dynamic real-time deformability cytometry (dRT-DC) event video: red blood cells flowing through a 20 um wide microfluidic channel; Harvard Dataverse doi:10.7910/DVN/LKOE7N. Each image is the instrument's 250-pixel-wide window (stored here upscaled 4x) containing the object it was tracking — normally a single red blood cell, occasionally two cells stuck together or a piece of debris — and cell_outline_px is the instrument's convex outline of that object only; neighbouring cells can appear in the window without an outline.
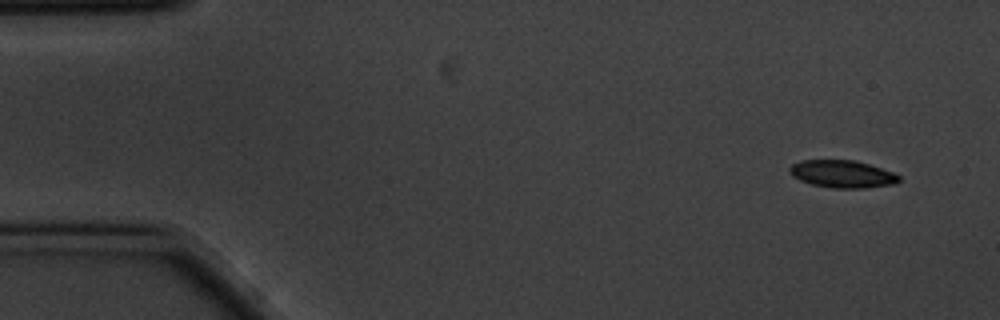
{"species": "common noctule bat (a hibernating species)", "species_latin": "Nyctalus noctula", "temperature_condition": "cold", "stored_images_in_passage": 54, "camera_frame_rate_fps": 3000, "um_per_image_px": 0.085, "animal": {"sex": "male", "body_mass_g": 20.1, "forearm_length_mm": 53.5}, "frame": {"image": 1, "passage_image": 1, "time_ms": 0.0, "image_size_px": [1000, 320], "cell_outline_px": [[900, 180], [896, 184], [864, 188], [832, 188], [812, 184], [800, 180], [792, 176], [788, 172], [788, 168], [792, 164], [800, 160], [856, 160], [892, 172], [900, 176]], "centroid_in_image_um": [71.57, 14.79], "position_along_channel_um": 13.4, "area_um2": 17.57}}
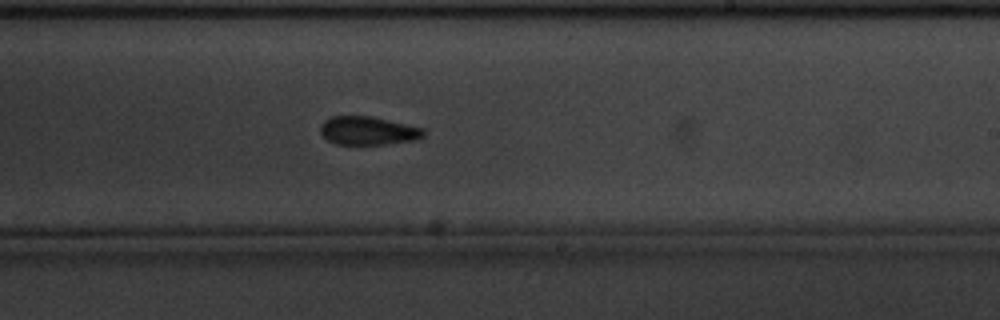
{"frame": {"image": 2, "passage_image": 31, "time_ms": 10.0, "image_size_px": [1000, 320], "cell_outline_px": [[424, 136], [416, 140], [388, 144], [336, 144], [328, 140], [320, 132], [320, 124], [324, 120], [332, 116], [372, 116], [424, 128]], "centroid_in_image_um": [31.28, 11.1], "position_along_channel_um": 257.7, "area_um2": 17.17}}
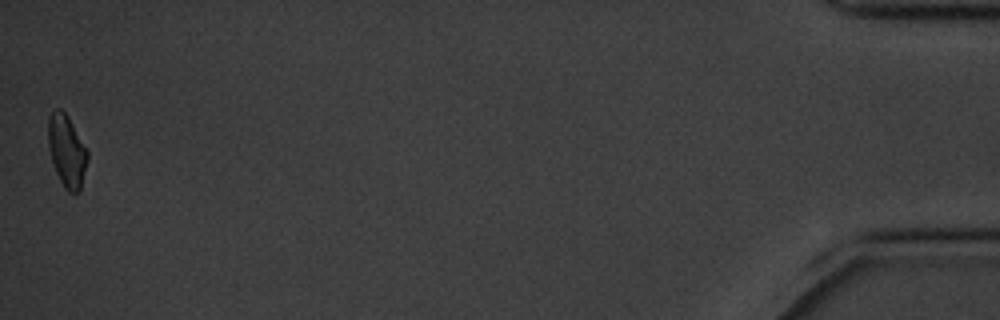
{"frame": {"image": 3, "passage_image": 54, "time_ms": 17.667, "image_size_px": [1000, 320], "cell_outline_px": [[88, 160], [80, 192], [68, 192], [64, 188], [56, 172], [48, 148], [48, 116], [56, 108], [60, 108], [68, 116], [88, 152]], "centroid_in_image_um": [5.67, 12.84], "position_along_channel_um": 429.5, "area_um2": 16.53}, "authors_computed_cell_mechanics": {"area_um2": 17.6868, "velocity_mm_per_s": 3.4844, "shape_relaxation_time_tau1_ms": 3.406, "shape_relaxation_time_tau2_ms": 7.1155, "deformation_change_tau1": 0.1144, "deformation_change_tau2": 0.1219}}